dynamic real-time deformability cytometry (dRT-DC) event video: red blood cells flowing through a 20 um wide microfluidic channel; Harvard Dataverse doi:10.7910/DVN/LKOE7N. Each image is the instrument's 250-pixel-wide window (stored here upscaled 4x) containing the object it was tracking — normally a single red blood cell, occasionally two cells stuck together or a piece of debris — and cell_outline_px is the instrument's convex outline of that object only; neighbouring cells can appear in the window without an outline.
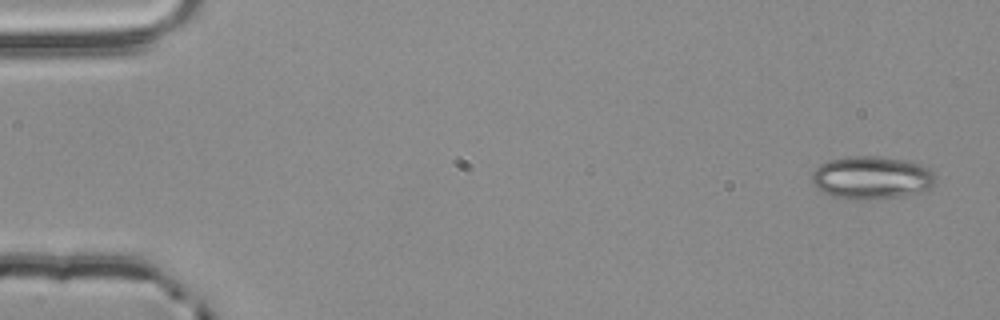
{"species": "common noctule bat (a hibernating species)", "species_latin": "Nyctalus noctula", "temperature_condition": "room temperature", "stored_images_in_passage": 4, "camera_frame_rate_fps": 3000, "um_per_image_px": 0.085, "animal": {"sex": "male", "body_mass_g": 20.4}, "frame": {"image": 1, "passage_image": 1, "time_ms": 0.0, "image_size_px": [1000, 320], "cell_outline_px": [[936, 180], [928, 188], [920, 192], [904, 196], [868, 200], [852, 200], [832, 196], [820, 192], [812, 184], [812, 172], [820, 164], [828, 160], [848, 156], [876, 156], [900, 160], [920, 164], [928, 168], [936, 176]], "centroid_in_image_um": [74.03, 15.12], "position_along_channel_um": 11.0, "area_um2": 31.15}}